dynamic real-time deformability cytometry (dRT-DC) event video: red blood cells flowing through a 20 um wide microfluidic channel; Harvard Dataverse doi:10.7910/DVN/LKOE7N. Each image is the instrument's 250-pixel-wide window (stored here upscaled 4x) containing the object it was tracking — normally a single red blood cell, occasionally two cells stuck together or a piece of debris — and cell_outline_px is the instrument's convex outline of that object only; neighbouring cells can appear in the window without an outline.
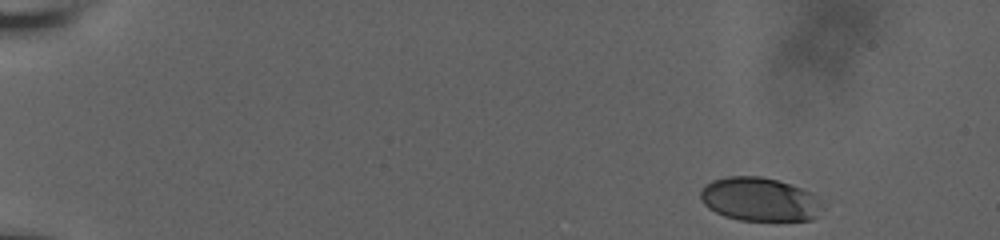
{"species": "human", "species_latin": "Homo sapiens", "temperature_condition": "room temperature", "stored_images_in_passage": 12, "camera_frame_rate_fps": 3000, "um_per_image_px": 0.085, "donor": {"sex": "male"}, "frame": {"image": 1, "passage_image": 1, "time_ms": 0.0, "image_size_px": [1000, 240], "cell_outline_px": [[824, 208], [812, 220], [740, 220], [724, 216], [708, 208], [700, 200], [700, 192], [712, 180], [728, 176], [760, 176], [776, 180], [812, 192]], "centroid_in_image_um": [64.56, 16.95], "position_along_channel_um": 20.4, "area_um2": 30.81}}
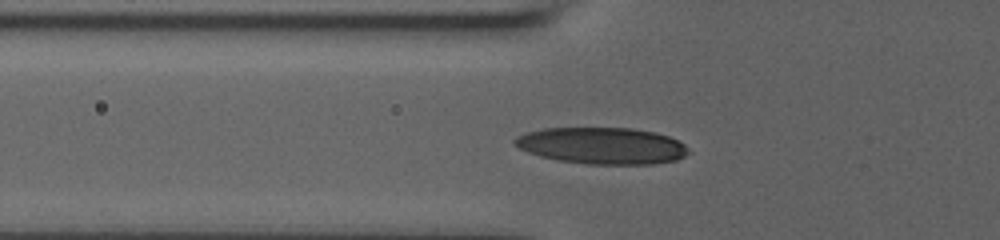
{"frame": {"image": 2, "passage_image": 9, "time_ms": 5.333, "image_size_px": [1000, 240], "cell_outline_px": [[692, 152], [676, 160], [652, 164], [584, 164], [556, 160], [540, 156], [528, 152], [512, 144], [512, 140], [516, 136], [528, 132], [544, 128], [632, 128], [656, 132], [668, 136], [684, 144]], "centroid_in_image_um": [51.16, 12.39], "position_along_channel_um": 74.6, "area_um2": 37.28}}
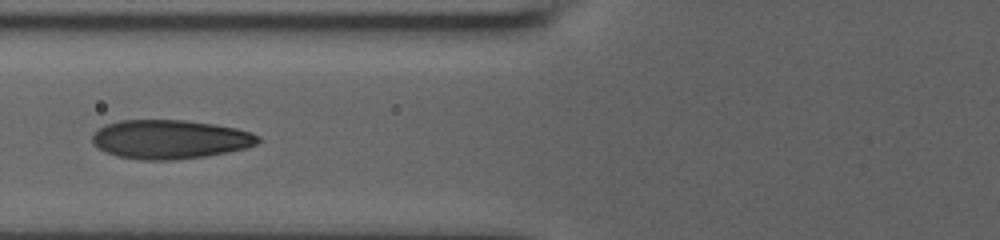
{"frame": {"image": 3, "passage_image": 11, "time_ms": 6.333, "image_size_px": [1000, 240], "cell_outline_px": [[260, 140], [256, 144], [244, 148], [228, 152], [204, 156], [172, 160], [140, 160], [116, 156], [104, 152], [92, 144], [92, 136], [104, 124], [120, 120], [184, 120], [212, 124], [236, 128], [252, 132], [260, 136]], "centroid_in_image_um": [14.42, 11.84], "position_along_channel_um": 111.4, "area_um2": 37.74}}